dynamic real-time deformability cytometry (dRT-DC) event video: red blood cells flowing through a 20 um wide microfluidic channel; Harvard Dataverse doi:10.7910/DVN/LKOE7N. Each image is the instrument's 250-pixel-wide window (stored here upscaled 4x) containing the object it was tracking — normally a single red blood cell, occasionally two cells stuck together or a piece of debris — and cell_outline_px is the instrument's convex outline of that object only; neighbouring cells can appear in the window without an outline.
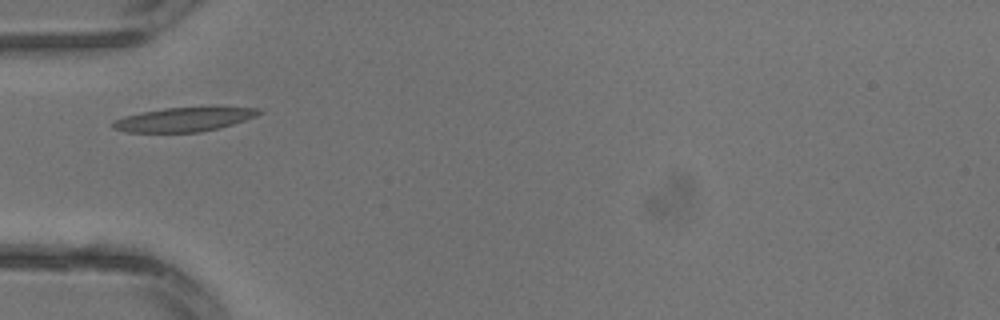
{"species": "common noctule bat (a hibernating species)", "species_latin": "Nyctalus noctula", "temperature_condition": "warm", "stored_images_in_passage": 2, "camera_frame_rate_fps": 3000, "um_per_image_px": 0.085, "animal": {"sex": "male", "body_mass_g": 13.3}, "frame": {"image": 1, "passage_image": 2, "time_ms": 0.333, "image_size_px": [1000, 320], "cell_outline_px": [[264, 112], [256, 116], [220, 128], [200, 132], [128, 132], [112, 128], [112, 120], [124, 116], [164, 108], [260, 108]], "centroid_in_image_um": [15.6, 10.17], "position_along_channel_um": 69.4, "area_um2": 20.11}}